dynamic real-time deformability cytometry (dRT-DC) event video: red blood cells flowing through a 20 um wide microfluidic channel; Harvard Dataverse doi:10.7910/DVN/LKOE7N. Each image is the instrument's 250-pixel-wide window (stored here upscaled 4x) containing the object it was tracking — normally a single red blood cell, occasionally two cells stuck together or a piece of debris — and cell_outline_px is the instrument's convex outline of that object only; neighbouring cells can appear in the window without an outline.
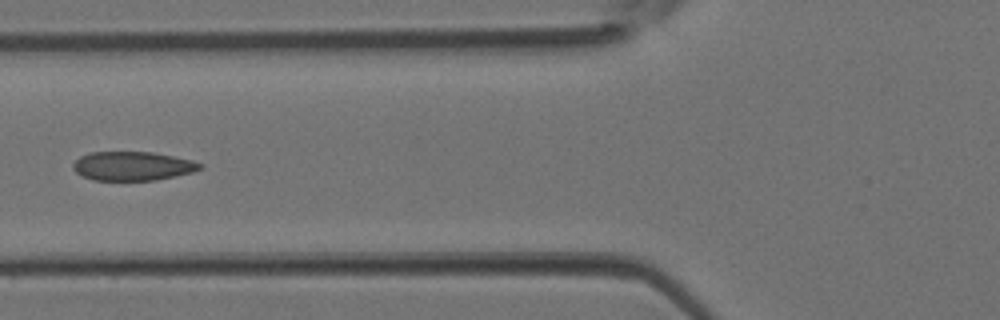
{"species": "Egyptian fruit bat (a non-hibernating species)", "species_latin": "Rousettus aegyptiacus", "temperature_condition": "room temperature", "stored_images_in_passage": 5, "camera_frame_rate_fps": 3000, "um_per_image_px": 0.085, "animal": {"sex": "female"}, "frame": {"image": 1, "passage_image": 5, "time_ms": 1.333, "image_size_px": [1000, 320], "cell_outline_px": [[204, 168], [192, 172], [176, 176], [156, 180], [92, 180], [76, 172], [72, 168], [72, 164], [80, 156], [88, 152], [152, 152], [192, 160], [204, 164]], "centroid_in_image_um": [11.28, 14.11], "position_along_channel_um": 114.5, "area_um2": 21.5}}